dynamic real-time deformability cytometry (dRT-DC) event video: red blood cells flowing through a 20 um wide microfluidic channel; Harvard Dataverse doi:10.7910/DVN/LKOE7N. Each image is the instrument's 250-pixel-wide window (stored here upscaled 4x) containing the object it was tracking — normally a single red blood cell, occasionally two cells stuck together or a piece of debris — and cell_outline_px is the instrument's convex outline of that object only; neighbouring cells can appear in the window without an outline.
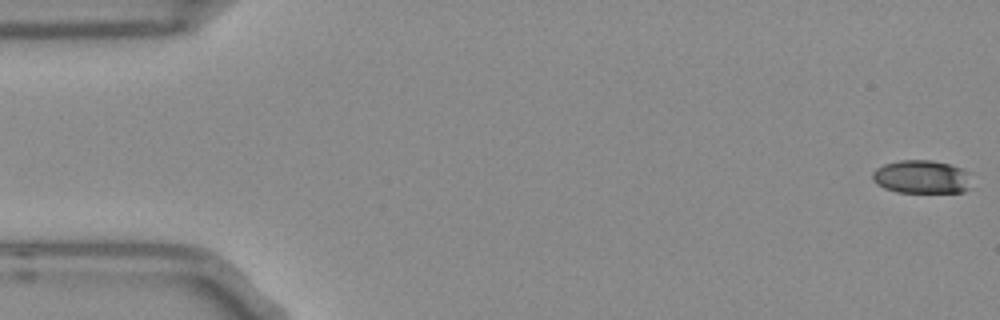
{"species": "Egyptian fruit bat (a non-hibernating species)", "species_latin": "Rousettus aegyptiacus", "temperature_condition": "room temperature", "stored_images_in_passage": 54, "camera_frame_rate_fps": 3000, "um_per_image_px": 0.085, "frame": {"image": 1, "passage_image": 1, "time_ms": 0.0, "image_size_px": [1000, 320], "cell_outline_px": [[968, 188], [964, 192], [896, 192], [884, 188], [876, 184], [872, 180], [872, 172], [876, 168], [884, 164], [900, 160], [932, 160], [948, 164], [960, 168], [964, 172]], "centroid_in_image_um": [78.21, 15.03], "position_along_channel_um": 6.8, "area_um2": 18.84}}
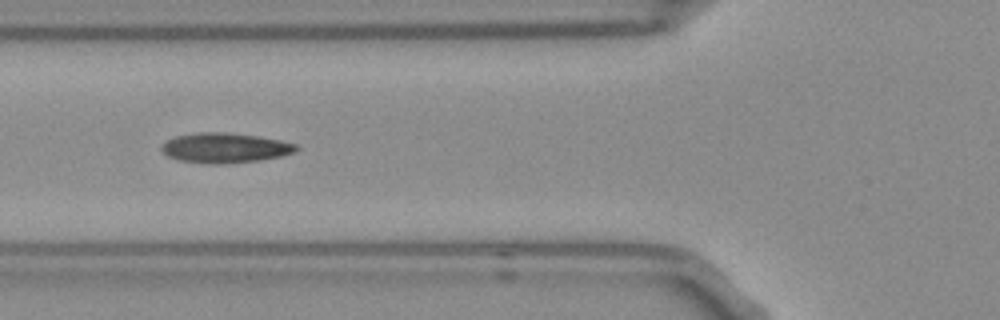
{"frame": {"image": 2, "passage_image": 20, "time_ms": 6.333, "image_size_px": [1000, 320], "cell_outline_px": [[300, 148], [296, 152], [280, 156], [260, 160], [224, 164], [208, 164], [180, 160], [168, 156], [160, 148], [160, 144], [164, 140], [176, 136], [196, 132], [228, 132], [256, 136], [280, 140], [296, 144]], "centroid_in_image_um": [19.1, 12.56], "position_along_channel_um": 106.7, "area_um2": 23.7}}
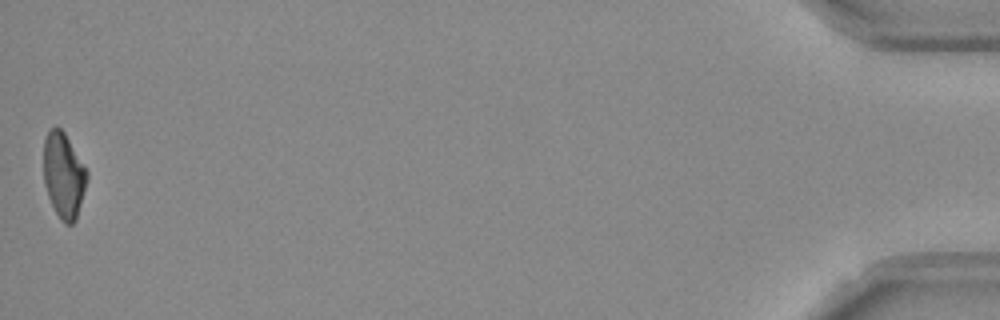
{"frame": {"image": 3, "passage_image": 54, "time_ms": 17.667, "image_size_px": [1000, 320], "cell_outline_px": [[88, 180], [76, 220], [72, 224], [64, 224], [60, 220], [48, 196], [44, 184], [44, 140], [48, 128], [56, 124], [64, 132], [88, 172]], "centroid_in_image_um": [5.41, 14.89], "position_along_channel_um": 429.8, "area_um2": 21.73}, "authors_computed_cell_mechanics": {"area_um2": 22.3686, "velocity_mm_per_s": 3.7494, "shape_relaxation_time_tau1_ms": 7.2563, "shape_relaxation_time_tau2_ms": 2.5052, "deformation_change_tau1": 0.1942, "deformation_change_tau2": 0.0841}}